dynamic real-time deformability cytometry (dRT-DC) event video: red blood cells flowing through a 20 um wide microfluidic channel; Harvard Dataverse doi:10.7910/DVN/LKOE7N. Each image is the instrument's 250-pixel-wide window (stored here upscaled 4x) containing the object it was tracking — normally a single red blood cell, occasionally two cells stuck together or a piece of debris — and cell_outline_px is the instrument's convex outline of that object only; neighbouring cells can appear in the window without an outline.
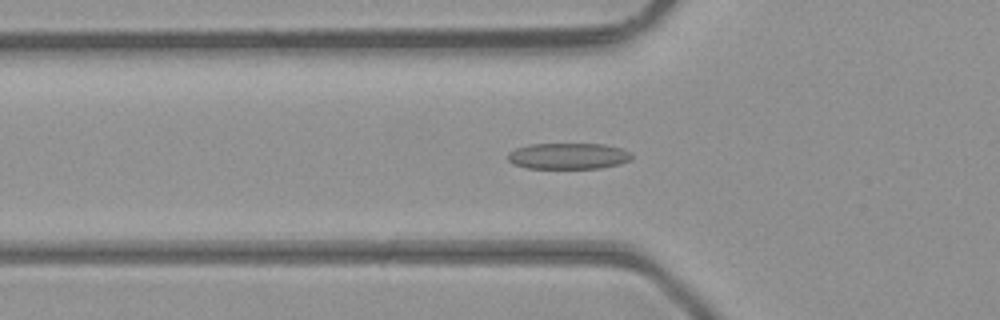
{"species": "common noctule bat (a hibernating species)", "species_latin": "Nyctalus noctula", "temperature_condition": "room temperature", "stored_images_in_passage": 37, "camera_frame_rate_fps": 3000, "um_per_image_px": 0.085, "animal": {"sex": "male", "body_mass_g": 23.1, "forearm_length_mm": 52.7}, "frame": {"image": 1, "passage_image": 6, "time_ms": 1.667, "image_size_px": [1000, 320], "cell_outline_px": [[632, 160], [620, 164], [600, 168], [528, 168], [512, 164], [508, 160], [508, 152], [516, 148], [528, 144], [604, 144], [620, 148], [632, 152]], "centroid_in_image_um": [48.31, 13.26], "position_along_channel_um": 77.5, "area_um2": 19.02}}
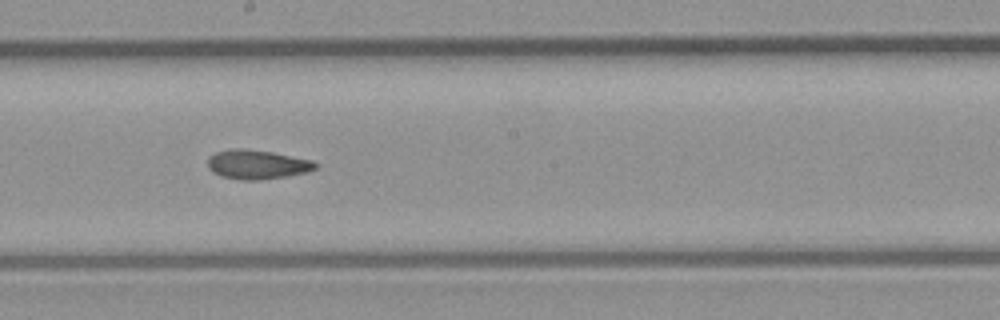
{"frame": {"image": 2, "passage_image": 16, "time_ms": 5.0, "image_size_px": [1000, 320], "cell_outline_px": [[320, 164], [316, 168], [308, 172], [288, 176], [260, 180], [240, 180], [220, 176], [212, 172], [208, 168], [208, 156], [216, 152], [228, 148], [244, 148], [272, 152], [312, 160]], "centroid_in_image_um": [21.84, 13.98], "position_along_channel_um": 226.4, "area_um2": 18.67}}
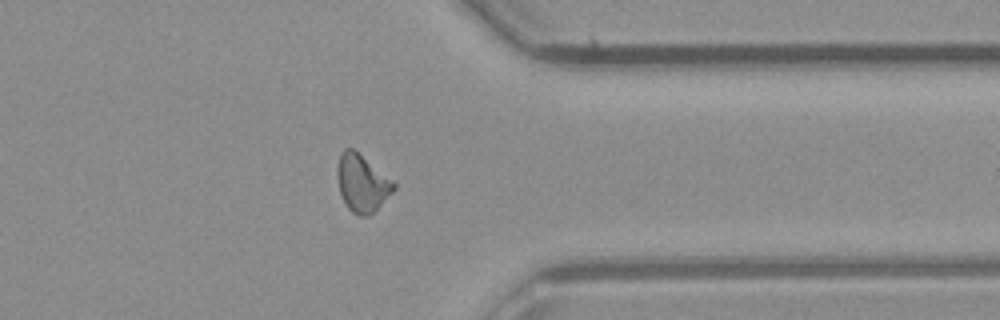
{"frame": {"image": 3, "passage_image": 27, "time_ms": 8.667, "image_size_px": [1000, 320], "cell_outline_px": [[396, 188], [368, 216], [356, 216], [348, 208], [340, 192], [336, 176], [336, 168], [340, 152], [344, 148], [352, 148], [392, 180], [396, 184]], "centroid_in_image_um": [30.73, 15.56], "position_along_channel_um": 380.7, "area_um2": 18.55}, "authors_computed_cell_mechanics": {"area_um2": 18.207, "velocity_mm_per_s": 4.4259, "shape_relaxation_time_tau1_ms": null, "shape_relaxation_time_tau2_ms": 4.077, "deformation_change_tau1": null, "deformation_change_tau2": 0.1263}}